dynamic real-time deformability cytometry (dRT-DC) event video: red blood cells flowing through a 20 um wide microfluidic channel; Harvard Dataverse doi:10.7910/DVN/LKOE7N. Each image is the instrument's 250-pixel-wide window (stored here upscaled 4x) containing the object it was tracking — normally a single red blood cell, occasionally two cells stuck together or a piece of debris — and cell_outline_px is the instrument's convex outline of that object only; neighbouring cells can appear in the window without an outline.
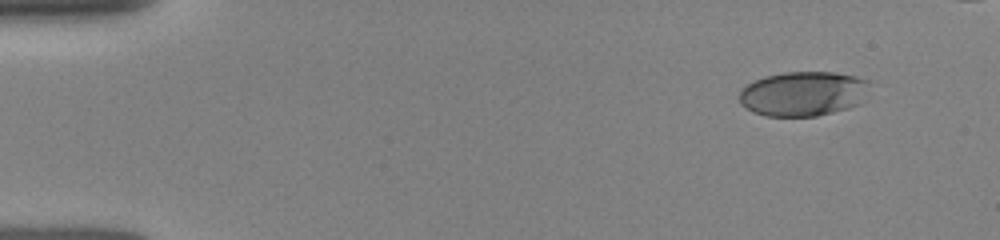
{"species": "human", "species_latin": "Homo sapiens", "temperature_condition": "room temperature", "stored_images_in_passage": 18, "camera_frame_rate_fps": 3000, "um_per_image_px": 0.085, "donor": {"sex": "female"}, "frame": {"image": 1, "passage_image": 1, "time_ms": 0.0, "image_size_px": [1000, 240], "cell_outline_px": [[868, 80], [860, 104], [848, 108], [816, 116], [764, 116], [752, 112], [740, 104], [740, 92], [748, 84], [764, 76], [784, 72], [832, 72], [856, 76]], "centroid_in_image_um": [68.23, 7.97], "position_along_channel_um": 16.8, "area_um2": 33.64}}
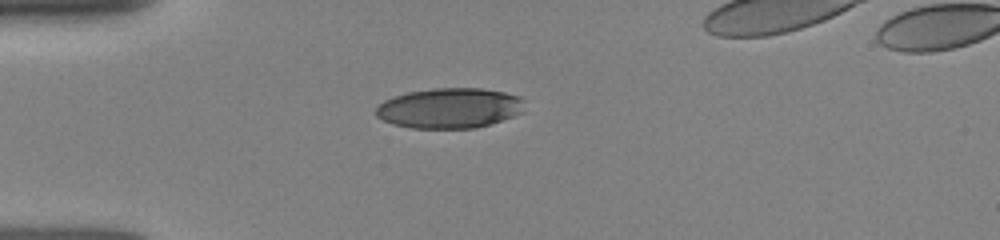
{"frame": {"image": 2, "passage_image": 14, "time_ms": 3.0, "image_size_px": [1000, 240], "cell_outline_px": [[524, 100], [520, 112], [512, 116], [476, 128], [412, 128], [392, 124], [376, 116], [376, 108], [384, 100], [392, 96], [408, 92], [436, 88], [480, 88], [504, 92], [520, 96]], "centroid_in_image_um": [38.17, 9.18], "position_along_channel_um": 46.8, "area_um2": 34.62}}